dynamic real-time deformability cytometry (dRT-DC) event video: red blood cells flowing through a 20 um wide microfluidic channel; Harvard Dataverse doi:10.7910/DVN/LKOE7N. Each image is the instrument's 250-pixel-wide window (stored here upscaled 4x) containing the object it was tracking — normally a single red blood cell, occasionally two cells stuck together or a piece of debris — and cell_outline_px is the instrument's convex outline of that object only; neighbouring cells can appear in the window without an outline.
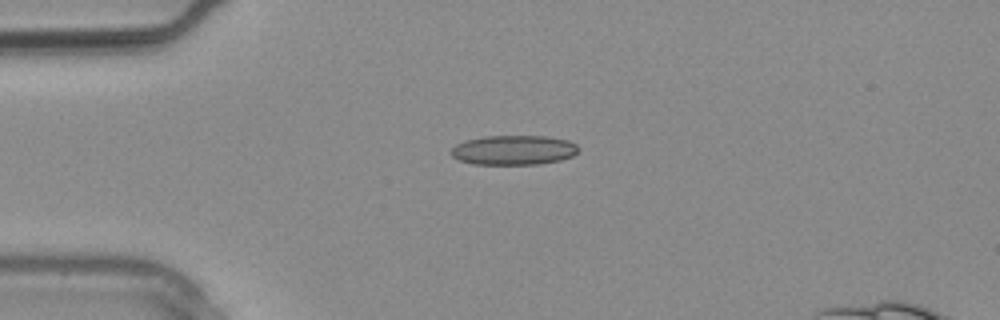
{"species": "common noctule bat (a hibernating species)", "species_latin": "Nyctalus noctula", "temperature_condition": "warm", "stored_images_in_passage": 3, "camera_frame_rate_fps": 3000, "um_per_image_px": 0.085, "animal": {"sex": "male", "body_mass_g": 20.4}, "frame": {"image": 1, "passage_image": 3, "time_ms": 0.667, "image_size_px": [1000, 320], "cell_outline_px": [[580, 148], [572, 156], [560, 160], [540, 164], [472, 164], [460, 160], [452, 156], [448, 152], [456, 144], [464, 140], [484, 136], [548, 136], [568, 140], [576, 144]], "centroid_in_image_um": [43.64, 12.75], "position_along_channel_um": 41.4, "area_um2": 22.14}}